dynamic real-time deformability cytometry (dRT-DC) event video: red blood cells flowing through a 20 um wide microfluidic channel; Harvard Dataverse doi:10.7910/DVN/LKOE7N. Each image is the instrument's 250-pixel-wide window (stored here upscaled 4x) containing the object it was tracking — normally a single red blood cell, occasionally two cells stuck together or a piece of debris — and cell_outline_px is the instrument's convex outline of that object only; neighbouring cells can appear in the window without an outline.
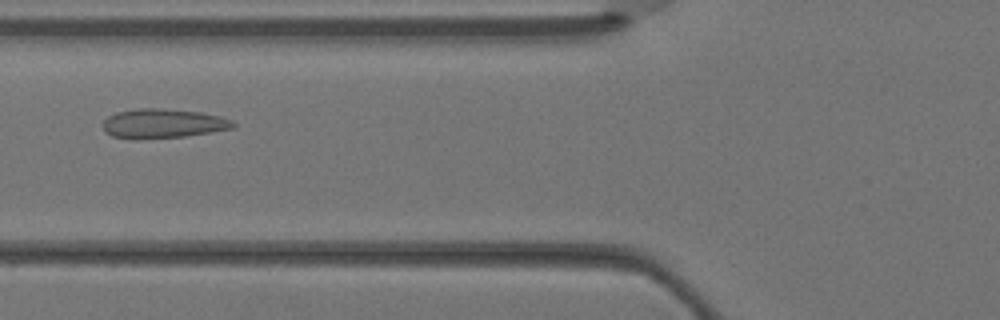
{"species": "Egyptian fruit bat (a non-hibernating species)", "species_latin": "Rousettus aegyptiacus", "temperature_condition": "warm", "stored_images_in_passage": 3, "camera_frame_rate_fps": 3000, "um_per_image_px": 0.085, "animal": {"sex": "female"}, "frame": {"image": 1, "passage_image": 3, "time_ms": 0.667, "image_size_px": [1000, 320], "cell_outline_px": [[236, 124], [232, 128], [184, 136], [112, 136], [104, 128], [104, 120], [108, 116], [116, 112], [140, 108], [160, 108], [200, 112], [220, 116], [232, 120]], "centroid_in_image_um": [13.91, 10.44], "position_along_channel_um": 111.9, "area_um2": 21.1}}